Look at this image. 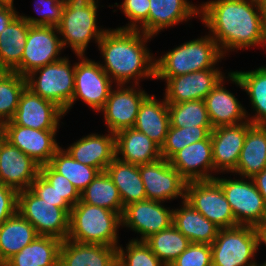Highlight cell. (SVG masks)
<instances>
[{
  "instance_id": "8",
  "label": "cell",
  "mask_w": 266,
  "mask_h": 266,
  "mask_svg": "<svg viewBox=\"0 0 266 266\" xmlns=\"http://www.w3.org/2000/svg\"><path fill=\"white\" fill-rule=\"evenodd\" d=\"M17 211L34 226L38 235L67 239L71 209L57 207L29 188L18 192Z\"/></svg>"
},
{
  "instance_id": "21",
  "label": "cell",
  "mask_w": 266,
  "mask_h": 266,
  "mask_svg": "<svg viewBox=\"0 0 266 266\" xmlns=\"http://www.w3.org/2000/svg\"><path fill=\"white\" fill-rule=\"evenodd\" d=\"M169 162L187 182L213 180L215 177L211 174L214 163L210 135L205 140L179 150Z\"/></svg>"
},
{
  "instance_id": "37",
  "label": "cell",
  "mask_w": 266,
  "mask_h": 266,
  "mask_svg": "<svg viewBox=\"0 0 266 266\" xmlns=\"http://www.w3.org/2000/svg\"><path fill=\"white\" fill-rule=\"evenodd\" d=\"M151 251L169 266L191 243L173 224L144 241Z\"/></svg>"
},
{
  "instance_id": "2",
  "label": "cell",
  "mask_w": 266,
  "mask_h": 266,
  "mask_svg": "<svg viewBox=\"0 0 266 266\" xmlns=\"http://www.w3.org/2000/svg\"><path fill=\"white\" fill-rule=\"evenodd\" d=\"M151 38L138 30L119 28L102 35L98 49L104 64L100 65L115 84L139 85L140 79H155V56L146 44Z\"/></svg>"
},
{
  "instance_id": "18",
  "label": "cell",
  "mask_w": 266,
  "mask_h": 266,
  "mask_svg": "<svg viewBox=\"0 0 266 266\" xmlns=\"http://www.w3.org/2000/svg\"><path fill=\"white\" fill-rule=\"evenodd\" d=\"M40 165L6 139L0 145V182L17 192L29 189Z\"/></svg>"
},
{
  "instance_id": "20",
  "label": "cell",
  "mask_w": 266,
  "mask_h": 266,
  "mask_svg": "<svg viewBox=\"0 0 266 266\" xmlns=\"http://www.w3.org/2000/svg\"><path fill=\"white\" fill-rule=\"evenodd\" d=\"M5 139L40 166L49 164L55 152L61 147L56 142L57 130H37L20 125H4Z\"/></svg>"
},
{
  "instance_id": "40",
  "label": "cell",
  "mask_w": 266,
  "mask_h": 266,
  "mask_svg": "<svg viewBox=\"0 0 266 266\" xmlns=\"http://www.w3.org/2000/svg\"><path fill=\"white\" fill-rule=\"evenodd\" d=\"M213 130L212 126L172 127L170 126L166 139L160 148L161 158L169 160L176 152L186 146L205 140Z\"/></svg>"
},
{
  "instance_id": "3",
  "label": "cell",
  "mask_w": 266,
  "mask_h": 266,
  "mask_svg": "<svg viewBox=\"0 0 266 266\" xmlns=\"http://www.w3.org/2000/svg\"><path fill=\"white\" fill-rule=\"evenodd\" d=\"M223 58L216 41L210 34L205 35L155 58V79L166 81L170 77L216 68Z\"/></svg>"
},
{
  "instance_id": "10",
  "label": "cell",
  "mask_w": 266,
  "mask_h": 266,
  "mask_svg": "<svg viewBox=\"0 0 266 266\" xmlns=\"http://www.w3.org/2000/svg\"><path fill=\"white\" fill-rule=\"evenodd\" d=\"M185 200L220 229L239 225L221 186L214 179L187 182Z\"/></svg>"
},
{
  "instance_id": "4",
  "label": "cell",
  "mask_w": 266,
  "mask_h": 266,
  "mask_svg": "<svg viewBox=\"0 0 266 266\" xmlns=\"http://www.w3.org/2000/svg\"><path fill=\"white\" fill-rule=\"evenodd\" d=\"M120 226L121 216L117 212L80 200L71 208L67 239L117 247Z\"/></svg>"
},
{
  "instance_id": "11",
  "label": "cell",
  "mask_w": 266,
  "mask_h": 266,
  "mask_svg": "<svg viewBox=\"0 0 266 266\" xmlns=\"http://www.w3.org/2000/svg\"><path fill=\"white\" fill-rule=\"evenodd\" d=\"M76 56L80 62L75 65V88L69 109L80 98L93 111L100 112L110 95L114 82L101 68L100 61L95 62L85 55Z\"/></svg>"
},
{
  "instance_id": "30",
  "label": "cell",
  "mask_w": 266,
  "mask_h": 266,
  "mask_svg": "<svg viewBox=\"0 0 266 266\" xmlns=\"http://www.w3.org/2000/svg\"><path fill=\"white\" fill-rule=\"evenodd\" d=\"M232 83L249 95L255 115L247 119L253 125H266V66L250 71H233L227 75Z\"/></svg>"
},
{
  "instance_id": "12",
  "label": "cell",
  "mask_w": 266,
  "mask_h": 266,
  "mask_svg": "<svg viewBox=\"0 0 266 266\" xmlns=\"http://www.w3.org/2000/svg\"><path fill=\"white\" fill-rule=\"evenodd\" d=\"M58 29L53 26H30L21 64L14 70L21 76H27L33 70L57 62L63 45Z\"/></svg>"
},
{
  "instance_id": "5",
  "label": "cell",
  "mask_w": 266,
  "mask_h": 266,
  "mask_svg": "<svg viewBox=\"0 0 266 266\" xmlns=\"http://www.w3.org/2000/svg\"><path fill=\"white\" fill-rule=\"evenodd\" d=\"M98 1L64 0L61 21L57 26L63 48L70 46L76 55H85L91 39L98 44L108 30L97 27Z\"/></svg>"
},
{
  "instance_id": "14",
  "label": "cell",
  "mask_w": 266,
  "mask_h": 266,
  "mask_svg": "<svg viewBox=\"0 0 266 266\" xmlns=\"http://www.w3.org/2000/svg\"><path fill=\"white\" fill-rule=\"evenodd\" d=\"M139 172L147 199L165 202L180 196L182 201L185 200L187 181L169 160L160 158L154 162L139 165Z\"/></svg>"
},
{
  "instance_id": "29",
  "label": "cell",
  "mask_w": 266,
  "mask_h": 266,
  "mask_svg": "<svg viewBox=\"0 0 266 266\" xmlns=\"http://www.w3.org/2000/svg\"><path fill=\"white\" fill-rule=\"evenodd\" d=\"M266 168V125H252L240 153L235 174L253 178Z\"/></svg>"
},
{
  "instance_id": "1",
  "label": "cell",
  "mask_w": 266,
  "mask_h": 266,
  "mask_svg": "<svg viewBox=\"0 0 266 266\" xmlns=\"http://www.w3.org/2000/svg\"><path fill=\"white\" fill-rule=\"evenodd\" d=\"M203 3L199 6L198 17L224 56L229 50L253 46L265 49L266 25L259 0H211Z\"/></svg>"
},
{
  "instance_id": "47",
  "label": "cell",
  "mask_w": 266,
  "mask_h": 266,
  "mask_svg": "<svg viewBox=\"0 0 266 266\" xmlns=\"http://www.w3.org/2000/svg\"><path fill=\"white\" fill-rule=\"evenodd\" d=\"M18 192L0 182V225L17 212Z\"/></svg>"
},
{
  "instance_id": "32",
  "label": "cell",
  "mask_w": 266,
  "mask_h": 266,
  "mask_svg": "<svg viewBox=\"0 0 266 266\" xmlns=\"http://www.w3.org/2000/svg\"><path fill=\"white\" fill-rule=\"evenodd\" d=\"M29 27L19 14L0 34V71H14L21 64Z\"/></svg>"
},
{
  "instance_id": "52",
  "label": "cell",
  "mask_w": 266,
  "mask_h": 266,
  "mask_svg": "<svg viewBox=\"0 0 266 266\" xmlns=\"http://www.w3.org/2000/svg\"><path fill=\"white\" fill-rule=\"evenodd\" d=\"M5 140V126L3 122H0V145Z\"/></svg>"
},
{
  "instance_id": "16",
  "label": "cell",
  "mask_w": 266,
  "mask_h": 266,
  "mask_svg": "<svg viewBox=\"0 0 266 266\" xmlns=\"http://www.w3.org/2000/svg\"><path fill=\"white\" fill-rule=\"evenodd\" d=\"M64 111L54 102L44 99L25 88L14 117L4 125H20L37 130H58Z\"/></svg>"
},
{
  "instance_id": "7",
  "label": "cell",
  "mask_w": 266,
  "mask_h": 266,
  "mask_svg": "<svg viewBox=\"0 0 266 266\" xmlns=\"http://www.w3.org/2000/svg\"><path fill=\"white\" fill-rule=\"evenodd\" d=\"M258 234L256 227L238 225L220 229L211 244L212 266H255Z\"/></svg>"
},
{
  "instance_id": "23",
  "label": "cell",
  "mask_w": 266,
  "mask_h": 266,
  "mask_svg": "<svg viewBox=\"0 0 266 266\" xmlns=\"http://www.w3.org/2000/svg\"><path fill=\"white\" fill-rule=\"evenodd\" d=\"M105 135L89 134L80 138L65 150L74 160L104 172L107 166L116 158L115 134L109 132Z\"/></svg>"
},
{
  "instance_id": "6",
  "label": "cell",
  "mask_w": 266,
  "mask_h": 266,
  "mask_svg": "<svg viewBox=\"0 0 266 266\" xmlns=\"http://www.w3.org/2000/svg\"><path fill=\"white\" fill-rule=\"evenodd\" d=\"M69 61V58L64 56L63 59L37 68L25 76L27 88L54 102L65 115L68 113L75 88L76 63L72 67Z\"/></svg>"
},
{
  "instance_id": "43",
  "label": "cell",
  "mask_w": 266,
  "mask_h": 266,
  "mask_svg": "<svg viewBox=\"0 0 266 266\" xmlns=\"http://www.w3.org/2000/svg\"><path fill=\"white\" fill-rule=\"evenodd\" d=\"M40 174L56 189L60 197L73 207L80 201L81 193L63 175L56 172L49 164L40 166Z\"/></svg>"
},
{
  "instance_id": "15",
  "label": "cell",
  "mask_w": 266,
  "mask_h": 266,
  "mask_svg": "<svg viewBox=\"0 0 266 266\" xmlns=\"http://www.w3.org/2000/svg\"><path fill=\"white\" fill-rule=\"evenodd\" d=\"M164 202L146 199L131 203L124 207L121 215V226L140 233V239L145 241L151 235L169 228L173 221V209L161 205ZM168 208V209H167Z\"/></svg>"
},
{
  "instance_id": "24",
  "label": "cell",
  "mask_w": 266,
  "mask_h": 266,
  "mask_svg": "<svg viewBox=\"0 0 266 266\" xmlns=\"http://www.w3.org/2000/svg\"><path fill=\"white\" fill-rule=\"evenodd\" d=\"M59 266H117V247L65 239L59 250Z\"/></svg>"
},
{
  "instance_id": "46",
  "label": "cell",
  "mask_w": 266,
  "mask_h": 266,
  "mask_svg": "<svg viewBox=\"0 0 266 266\" xmlns=\"http://www.w3.org/2000/svg\"><path fill=\"white\" fill-rule=\"evenodd\" d=\"M30 189L41 199L49 203H56L57 207L62 209H71L72 207L63 197H60L55 188L39 174L32 182Z\"/></svg>"
},
{
  "instance_id": "22",
  "label": "cell",
  "mask_w": 266,
  "mask_h": 266,
  "mask_svg": "<svg viewBox=\"0 0 266 266\" xmlns=\"http://www.w3.org/2000/svg\"><path fill=\"white\" fill-rule=\"evenodd\" d=\"M148 20L139 27L141 31L154 37L161 30L173 27L183 21L199 15L200 7L188 0H149Z\"/></svg>"
},
{
  "instance_id": "25",
  "label": "cell",
  "mask_w": 266,
  "mask_h": 266,
  "mask_svg": "<svg viewBox=\"0 0 266 266\" xmlns=\"http://www.w3.org/2000/svg\"><path fill=\"white\" fill-rule=\"evenodd\" d=\"M224 79L226 77L222 78L204 99L213 129L246 122L250 116L233 93L224 87Z\"/></svg>"
},
{
  "instance_id": "28",
  "label": "cell",
  "mask_w": 266,
  "mask_h": 266,
  "mask_svg": "<svg viewBox=\"0 0 266 266\" xmlns=\"http://www.w3.org/2000/svg\"><path fill=\"white\" fill-rule=\"evenodd\" d=\"M173 209L172 224L192 243L212 244L220 228L198 212L186 200Z\"/></svg>"
},
{
  "instance_id": "27",
  "label": "cell",
  "mask_w": 266,
  "mask_h": 266,
  "mask_svg": "<svg viewBox=\"0 0 266 266\" xmlns=\"http://www.w3.org/2000/svg\"><path fill=\"white\" fill-rule=\"evenodd\" d=\"M170 114L165 98L161 101L149 95L141 104L134 128L147 135L160 148L170 128Z\"/></svg>"
},
{
  "instance_id": "33",
  "label": "cell",
  "mask_w": 266,
  "mask_h": 266,
  "mask_svg": "<svg viewBox=\"0 0 266 266\" xmlns=\"http://www.w3.org/2000/svg\"><path fill=\"white\" fill-rule=\"evenodd\" d=\"M62 241L51 236L39 235L19 253L8 259L5 266H59Z\"/></svg>"
},
{
  "instance_id": "17",
  "label": "cell",
  "mask_w": 266,
  "mask_h": 266,
  "mask_svg": "<svg viewBox=\"0 0 266 266\" xmlns=\"http://www.w3.org/2000/svg\"><path fill=\"white\" fill-rule=\"evenodd\" d=\"M252 125L248 120L236 125L220 126L211 131L214 172H235L247 130Z\"/></svg>"
},
{
  "instance_id": "54",
  "label": "cell",
  "mask_w": 266,
  "mask_h": 266,
  "mask_svg": "<svg viewBox=\"0 0 266 266\" xmlns=\"http://www.w3.org/2000/svg\"><path fill=\"white\" fill-rule=\"evenodd\" d=\"M255 266H266V261L264 262V263H262V264H257V262H256V265Z\"/></svg>"
},
{
  "instance_id": "50",
  "label": "cell",
  "mask_w": 266,
  "mask_h": 266,
  "mask_svg": "<svg viewBox=\"0 0 266 266\" xmlns=\"http://www.w3.org/2000/svg\"><path fill=\"white\" fill-rule=\"evenodd\" d=\"M256 231L258 234V246L261 244H265L266 246V223L257 226Z\"/></svg>"
},
{
  "instance_id": "51",
  "label": "cell",
  "mask_w": 266,
  "mask_h": 266,
  "mask_svg": "<svg viewBox=\"0 0 266 266\" xmlns=\"http://www.w3.org/2000/svg\"><path fill=\"white\" fill-rule=\"evenodd\" d=\"M259 3H260L263 19L266 25V0H259Z\"/></svg>"
},
{
  "instance_id": "26",
  "label": "cell",
  "mask_w": 266,
  "mask_h": 266,
  "mask_svg": "<svg viewBox=\"0 0 266 266\" xmlns=\"http://www.w3.org/2000/svg\"><path fill=\"white\" fill-rule=\"evenodd\" d=\"M115 149L117 159L138 166L161 158L160 147L134 127L115 134Z\"/></svg>"
},
{
  "instance_id": "34",
  "label": "cell",
  "mask_w": 266,
  "mask_h": 266,
  "mask_svg": "<svg viewBox=\"0 0 266 266\" xmlns=\"http://www.w3.org/2000/svg\"><path fill=\"white\" fill-rule=\"evenodd\" d=\"M106 172L119 191L123 207L147 199L138 165L125 163L115 158L107 166Z\"/></svg>"
},
{
  "instance_id": "39",
  "label": "cell",
  "mask_w": 266,
  "mask_h": 266,
  "mask_svg": "<svg viewBox=\"0 0 266 266\" xmlns=\"http://www.w3.org/2000/svg\"><path fill=\"white\" fill-rule=\"evenodd\" d=\"M168 110L172 127L212 126L204 100L168 103Z\"/></svg>"
},
{
  "instance_id": "38",
  "label": "cell",
  "mask_w": 266,
  "mask_h": 266,
  "mask_svg": "<svg viewBox=\"0 0 266 266\" xmlns=\"http://www.w3.org/2000/svg\"><path fill=\"white\" fill-rule=\"evenodd\" d=\"M26 78L14 71H0V122L10 121L16 112Z\"/></svg>"
},
{
  "instance_id": "9",
  "label": "cell",
  "mask_w": 266,
  "mask_h": 266,
  "mask_svg": "<svg viewBox=\"0 0 266 266\" xmlns=\"http://www.w3.org/2000/svg\"><path fill=\"white\" fill-rule=\"evenodd\" d=\"M233 179L214 178L221 186L236 222L254 227L266 223V203L253 180L245 177Z\"/></svg>"
},
{
  "instance_id": "53",
  "label": "cell",
  "mask_w": 266,
  "mask_h": 266,
  "mask_svg": "<svg viewBox=\"0 0 266 266\" xmlns=\"http://www.w3.org/2000/svg\"><path fill=\"white\" fill-rule=\"evenodd\" d=\"M14 0H0V4H14Z\"/></svg>"
},
{
  "instance_id": "45",
  "label": "cell",
  "mask_w": 266,
  "mask_h": 266,
  "mask_svg": "<svg viewBox=\"0 0 266 266\" xmlns=\"http://www.w3.org/2000/svg\"><path fill=\"white\" fill-rule=\"evenodd\" d=\"M124 15L130 20L128 24L119 29L138 30L147 20L149 14L150 1L149 0H123L120 6Z\"/></svg>"
},
{
  "instance_id": "49",
  "label": "cell",
  "mask_w": 266,
  "mask_h": 266,
  "mask_svg": "<svg viewBox=\"0 0 266 266\" xmlns=\"http://www.w3.org/2000/svg\"><path fill=\"white\" fill-rule=\"evenodd\" d=\"M251 179L266 203V168Z\"/></svg>"
},
{
  "instance_id": "36",
  "label": "cell",
  "mask_w": 266,
  "mask_h": 266,
  "mask_svg": "<svg viewBox=\"0 0 266 266\" xmlns=\"http://www.w3.org/2000/svg\"><path fill=\"white\" fill-rule=\"evenodd\" d=\"M49 165L56 172L65 176L80 193L100 173L97 168L87 166L74 160L62 147L55 152Z\"/></svg>"
},
{
  "instance_id": "35",
  "label": "cell",
  "mask_w": 266,
  "mask_h": 266,
  "mask_svg": "<svg viewBox=\"0 0 266 266\" xmlns=\"http://www.w3.org/2000/svg\"><path fill=\"white\" fill-rule=\"evenodd\" d=\"M80 200L117 212L120 216L124 210L119 191L106 171L100 172L81 192Z\"/></svg>"
},
{
  "instance_id": "44",
  "label": "cell",
  "mask_w": 266,
  "mask_h": 266,
  "mask_svg": "<svg viewBox=\"0 0 266 266\" xmlns=\"http://www.w3.org/2000/svg\"><path fill=\"white\" fill-rule=\"evenodd\" d=\"M169 266H212L211 245L191 242Z\"/></svg>"
},
{
  "instance_id": "48",
  "label": "cell",
  "mask_w": 266,
  "mask_h": 266,
  "mask_svg": "<svg viewBox=\"0 0 266 266\" xmlns=\"http://www.w3.org/2000/svg\"><path fill=\"white\" fill-rule=\"evenodd\" d=\"M14 4H0V34L5 30L7 25L19 14Z\"/></svg>"
},
{
  "instance_id": "13",
  "label": "cell",
  "mask_w": 266,
  "mask_h": 266,
  "mask_svg": "<svg viewBox=\"0 0 266 266\" xmlns=\"http://www.w3.org/2000/svg\"><path fill=\"white\" fill-rule=\"evenodd\" d=\"M131 85L116 84V88L111 90L104 107L100 110L110 133L116 134L134 127L139 108L149 96L138 88L139 85Z\"/></svg>"
},
{
  "instance_id": "19",
  "label": "cell",
  "mask_w": 266,
  "mask_h": 266,
  "mask_svg": "<svg viewBox=\"0 0 266 266\" xmlns=\"http://www.w3.org/2000/svg\"><path fill=\"white\" fill-rule=\"evenodd\" d=\"M222 78H224V74L219 68L170 77L166 80L165 101L167 103H182L204 100Z\"/></svg>"
},
{
  "instance_id": "31",
  "label": "cell",
  "mask_w": 266,
  "mask_h": 266,
  "mask_svg": "<svg viewBox=\"0 0 266 266\" xmlns=\"http://www.w3.org/2000/svg\"><path fill=\"white\" fill-rule=\"evenodd\" d=\"M38 236L34 226L17 211L0 225V262L4 264Z\"/></svg>"
},
{
  "instance_id": "42",
  "label": "cell",
  "mask_w": 266,
  "mask_h": 266,
  "mask_svg": "<svg viewBox=\"0 0 266 266\" xmlns=\"http://www.w3.org/2000/svg\"><path fill=\"white\" fill-rule=\"evenodd\" d=\"M38 1V2H37ZM35 10L41 17L20 15L30 26L57 27L61 21L64 0H37ZM39 6V7H38Z\"/></svg>"
},
{
  "instance_id": "41",
  "label": "cell",
  "mask_w": 266,
  "mask_h": 266,
  "mask_svg": "<svg viewBox=\"0 0 266 266\" xmlns=\"http://www.w3.org/2000/svg\"><path fill=\"white\" fill-rule=\"evenodd\" d=\"M117 246V266H166L144 241L130 240L126 244Z\"/></svg>"
}]
</instances>
